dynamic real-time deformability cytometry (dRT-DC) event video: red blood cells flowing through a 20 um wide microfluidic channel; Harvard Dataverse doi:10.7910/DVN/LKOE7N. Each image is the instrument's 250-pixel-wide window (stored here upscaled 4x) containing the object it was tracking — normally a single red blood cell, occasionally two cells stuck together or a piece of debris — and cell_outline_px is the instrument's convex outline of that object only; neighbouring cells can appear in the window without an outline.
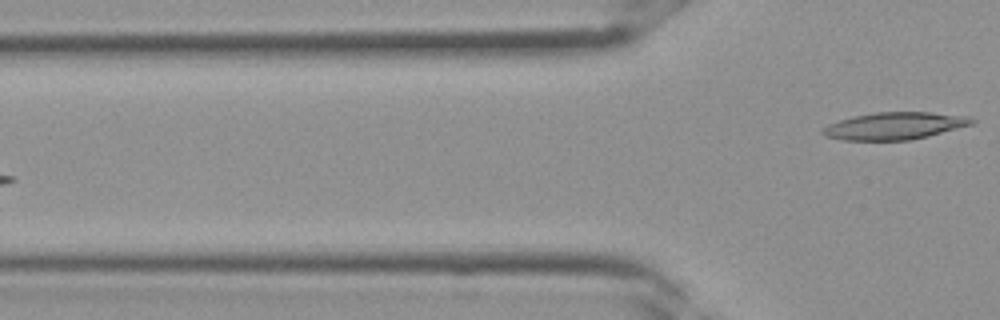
{"species": "Egyptian fruit bat (a non-hibernating species)", "species_latin": "Rousettus aegyptiacus", "temperature_condition": "room temperature", "stored_images_in_passage": 5, "camera_frame_rate_fps": 3000, "um_per_image_px": 0.085, "frame": {"image": 1, "passage_image": 5, "time_ms": 1.333, "image_size_px": [1000, 320], "cell_outline_px": [[976, 120], [972, 124], [928, 136], [912, 140], [844, 140], [824, 136], [820, 132], [820, 128], [828, 124], [840, 120], [856, 116], [876, 112], [932, 112], [968, 116]], "centroid_in_image_um": [76.02, 10.7], "position_along_channel_um": 49.8, "area_um2": 23.64}}